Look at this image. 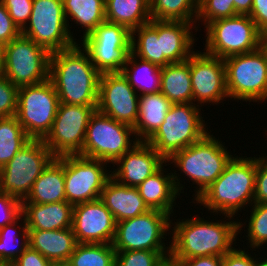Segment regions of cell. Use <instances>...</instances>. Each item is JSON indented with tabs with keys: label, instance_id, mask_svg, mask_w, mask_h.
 Listing matches in <instances>:
<instances>
[{
	"label": "cell",
	"instance_id": "cell-1",
	"mask_svg": "<svg viewBox=\"0 0 267 266\" xmlns=\"http://www.w3.org/2000/svg\"><path fill=\"white\" fill-rule=\"evenodd\" d=\"M78 45L51 53L49 79L60 103L97 106L101 73L88 52Z\"/></svg>",
	"mask_w": 267,
	"mask_h": 266
},
{
	"label": "cell",
	"instance_id": "cell-2",
	"mask_svg": "<svg viewBox=\"0 0 267 266\" xmlns=\"http://www.w3.org/2000/svg\"><path fill=\"white\" fill-rule=\"evenodd\" d=\"M227 221L212 222L201 217L182 219L175 222L172 229L170 256L174 259H187L202 256L223 257L230 252L236 236L242 230V222L230 221L233 216L223 215ZM240 230V231H239Z\"/></svg>",
	"mask_w": 267,
	"mask_h": 266
},
{
	"label": "cell",
	"instance_id": "cell-3",
	"mask_svg": "<svg viewBox=\"0 0 267 266\" xmlns=\"http://www.w3.org/2000/svg\"><path fill=\"white\" fill-rule=\"evenodd\" d=\"M256 157H232L223 173L197 199L211 213L235 216L254 204Z\"/></svg>",
	"mask_w": 267,
	"mask_h": 266
},
{
	"label": "cell",
	"instance_id": "cell-4",
	"mask_svg": "<svg viewBox=\"0 0 267 266\" xmlns=\"http://www.w3.org/2000/svg\"><path fill=\"white\" fill-rule=\"evenodd\" d=\"M199 107L196 103L172 104L164 122L146 142L168 160L174 153L200 141L209 132Z\"/></svg>",
	"mask_w": 267,
	"mask_h": 266
},
{
	"label": "cell",
	"instance_id": "cell-5",
	"mask_svg": "<svg viewBox=\"0 0 267 266\" xmlns=\"http://www.w3.org/2000/svg\"><path fill=\"white\" fill-rule=\"evenodd\" d=\"M232 157L222 142L209 132L203 139L174 153L166 161H172L174 167L177 166L181 173L197 184L196 200L223 173Z\"/></svg>",
	"mask_w": 267,
	"mask_h": 266
},
{
	"label": "cell",
	"instance_id": "cell-6",
	"mask_svg": "<svg viewBox=\"0 0 267 266\" xmlns=\"http://www.w3.org/2000/svg\"><path fill=\"white\" fill-rule=\"evenodd\" d=\"M54 158L43 139H30L0 168V192L23 201L36 179Z\"/></svg>",
	"mask_w": 267,
	"mask_h": 266
},
{
	"label": "cell",
	"instance_id": "cell-7",
	"mask_svg": "<svg viewBox=\"0 0 267 266\" xmlns=\"http://www.w3.org/2000/svg\"><path fill=\"white\" fill-rule=\"evenodd\" d=\"M59 98L50 79L18 87L15 117L31 139H44L51 131Z\"/></svg>",
	"mask_w": 267,
	"mask_h": 266
},
{
	"label": "cell",
	"instance_id": "cell-8",
	"mask_svg": "<svg viewBox=\"0 0 267 266\" xmlns=\"http://www.w3.org/2000/svg\"><path fill=\"white\" fill-rule=\"evenodd\" d=\"M224 63L229 98L246 102L267 100V54L261 47L225 58Z\"/></svg>",
	"mask_w": 267,
	"mask_h": 266
},
{
	"label": "cell",
	"instance_id": "cell-9",
	"mask_svg": "<svg viewBox=\"0 0 267 266\" xmlns=\"http://www.w3.org/2000/svg\"><path fill=\"white\" fill-rule=\"evenodd\" d=\"M205 31V53L222 59L261 47V32L249 15L215 20Z\"/></svg>",
	"mask_w": 267,
	"mask_h": 266
},
{
	"label": "cell",
	"instance_id": "cell-10",
	"mask_svg": "<svg viewBox=\"0 0 267 266\" xmlns=\"http://www.w3.org/2000/svg\"><path fill=\"white\" fill-rule=\"evenodd\" d=\"M132 134L135 136L132 127L96 110L87 125L83 148L78 155L114 165L121 156L139 142L137 139L135 141L130 139Z\"/></svg>",
	"mask_w": 267,
	"mask_h": 266
},
{
	"label": "cell",
	"instance_id": "cell-11",
	"mask_svg": "<svg viewBox=\"0 0 267 266\" xmlns=\"http://www.w3.org/2000/svg\"><path fill=\"white\" fill-rule=\"evenodd\" d=\"M51 53L22 34L4 48L3 74L17 87L49 79Z\"/></svg>",
	"mask_w": 267,
	"mask_h": 266
},
{
	"label": "cell",
	"instance_id": "cell-12",
	"mask_svg": "<svg viewBox=\"0 0 267 266\" xmlns=\"http://www.w3.org/2000/svg\"><path fill=\"white\" fill-rule=\"evenodd\" d=\"M28 24L21 34L50 53L68 49L77 43L67 25L63 0H33Z\"/></svg>",
	"mask_w": 267,
	"mask_h": 266
},
{
	"label": "cell",
	"instance_id": "cell-13",
	"mask_svg": "<svg viewBox=\"0 0 267 266\" xmlns=\"http://www.w3.org/2000/svg\"><path fill=\"white\" fill-rule=\"evenodd\" d=\"M173 225L169 214L149 210L116 223L113 247L115 251L170 250V246L166 248L162 239H165L166 232Z\"/></svg>",
	"mask_w": 267,
	"mask_h": 266
},
{
	"label": "cell",
	"instance_id": "cell-14",
	"mask_svg": "<svg viewBox=\"0 0 267 266\" xmlns=\"http://www.w3.org/2000/svg\"><path fill=\"white\" fill-rule=\"evenodd\" d=\"M97 106L59 103L51 131L43 139L55 157L82 151L87 125Z\"/></svg>",
	"mask_w": 267,
	"mask_h": 266
},
{
	"label": "cell",
	"instance_id": "cell-15",
	"mask_svg": "<svg viewBox=\"0 0 267 266\" xmlns=\"http://www.w3.org/2000/svg\"><path fill=\"white\" fill-rule=\"evenodd\" d=\"M105 164L78 154L64 155L66 201L74 206L100 199L101 191L111 177Z\"/></svg>",
	"mask_w": 267,
	"mask_h": 266
},
{
	"label": "cell",
	"instance_id": "cell-16",
	"mask_svg": "<svg viewBox=\"0 0 267 266\" xmlns=\"http://www.w3.org/2000/svg\"><path fill=\"white\" fill-rule=\"evenodd\" d=\"M139 95L121 72L102 73L99 78L97 111L134 128Z\"/></svg>",
	"mask_w": 267,
	"mask_h": 266
},
{
	"label": "cell",
	"instance_id": "cell-17",
	"mask_svg": "<svg viewBox=\"0 0 267 266\" xmlns=\"http://www.w3.org/2000/svg\"><path fill=\"white\" fill-rule=\"evenodd\" d=\"M190 76L193 101L201 106L208 102L217 105L229 97L224 59L196 51L190 56Z\"/></svg>",
	"mask_w": 267,
	"mask_h": 266
},
{
	"label": "cell",
	"instance_id": "cell-18",
	"mask_svg": "<svg viewBox=\"0 0 267 266\" xmlns=\"http://www.w3.org/2000/svg\"><path fill=\"white\" fill-rule=\"evenodd\" d=\"M72 230L77 243L112 244L116 221L104 203L97 199L74 205Z\"/></svg>",
	"mask_w": 267,
	"mask_h": 266
},
{
	"label": "cell",
	"instance_id": "cell-19",
	"mask_svg": "<svg viewBox=\"0 0 267 266\" xmlns=\"http://www.w3.org/2000/svg\"><path fill=\"white\" fill-rule=\"evenodd\" d=\"M163 163L167 161L151 145L139 141L114 163L119 167L111 172V177L120 184L137 187L157 172Z\"/></svg>",
	"mask_w": 267,
	"mask_h": 266
},
{
	"label": "cell",
	"instance_id": "cell-20",
	"mask_svg": "<svg viewBox=\"0 0 267 266\" xmlns=\"http://www.w3.org/2000/svg\"><path fill=\"white\" fill-rule=\"evenodd\" d=\"M164 166L167 164L139 184L137 189L150 210H159L171 215L175 206L173 204H176L174 201L184 187L175 172L164 175Z\"/></svg>",
	"mask_w": 267,
	"mask_h": 266
},
{
	"label": "cell",
	"instance_id": "cell-21",
	"mask_svg": "<svg viewBox=\"0 0 267 266\" xmlns=\"http://www.w3.org/2000/svg\"><path fill=\"white\" fill-rule=\"evenodd\" d=\"M100 200L112 213L116 223L145 214L150 210L137 187L120 184L113 177L105 183Z\"/></svg>",
	"mask_w": 267,
	"mask_h": 266
},
{
	"label": "cell",
	"instance_id": "cell-22",
	"mask_svg": "<svg viewBox=\"0 0 267 266\" xmlns=\"http://www.w3.org/2000/svg\"><path fill=\"white\" fill-rule=\"evenodd\" d=\"M73 205L67 201L50 204L21 202V215L28 230H59L72 228Z\"/></svg>",
	"mask_w": 267,
	"mask_h": 266
},
{
	"label": "cell",
	"instance_id": "cell-23",
	"mask_svg": "<svg viewBox=\"0 0 267 266\" xmlns=\"http://www.w3.org/2000/svg\"><path fill=\"white\" fill-rule=\"evenodd\" d=\"M194 23L184 21H158V39H160L161 56L169 63L186 61L193 51L194 37L191 30ZM192 50V51H191Z\"/></svg>",
	"mask_w": 267,
	"mask_h": 266
},
{
	"label": "cell",
	"instance_id": "cell-24",
	"mask_svg": "<svg viewBox=\"0 0 267 266\" xmlns=\"http://www.w3.org/2000/svg\"><path fill=\"white\" fill-rule=\"evenodd\" d=\"M28 244L52 262L68 261L77 245L72 228L28 230Z\"/></svg>",
	"mask_w": 267,
	"mask_h": 266
},
{
	"label": "cell",
	"instance_id": "cell-25",
	"mask_svg": "<svg viewBox=\"0 0 267 266\" xmlns=\"http://www.w3.org/2000/svg\"><path fill=\"white\" fill-rule=\"evenodd\" d=\"M66 201L64 156L55 157L34 182L30 193L21 202L50 204Z\"/></svg>",
	"mask_w": 267,
	"mask_h": 266
},
{
	"label": "cell",
	"instance_id": "cell-26",
	"mask_svg": "<svg viewBox=\"0 0 267 266\" xmlns=\"http://www.w3.org/2000/svg\"><path fill=\"white\" fill-rule=\"evenodd\" d=\"M139 96L138 117L133 129L135 139L147 141L164 122L173 103L161 92Z\"/></svg>",
	"mask_w": 267,
	"mask_h": 266
},
{
	"label": "cell",
	"instance_id": "cell-27",
	"mask_svg": "<svg viewBox=\"0 0 267 266\" xmlns=\"http://www.w3.org/2000/svg\"><path fill=\"white\" fill-rule=\"evenodd\" d=\"M160 92L173 104L193 103L190 57L162 67Z\"/></svg>",
	"mask_w": 267,
	"mask_h": 266
},
{
	"label": "cell",
	"instance_id": "cell-28",
	"mask_svg": "<svg viewBox=\"0 0 267 266\" xmlns=\"http://www.w3.org/2000/svg\"><path fill=\"white\" fill-rule=\"evenodd\" d=\"M105 18L132 31L151 21L150 0H105Z\"/></svg>",
	"mask_w": 267,
	"mask_h": 266
},
{
	"label": "cell",
	"instance_id": "cell-29",
	"mask_svg": "<svg viewBox=\"0 0 267 266\" xmlns=\"http://www.w3.org/2000/svg\"><path fill=\"white\" fill-rule=\"evenodd\" d=\"M139 59L131 52L126 65L121 70L122 75L127 79L130 86L137 91V94L139 91L142 92L139 95L160 92L162 68L147 60ZM129 65H132L131 68Z\"/></svg>",
	"mask_w": 267,
	"mask_h": 266
},
{
	"label": "cell",
	"instance_id": "cell-30",
	"mask_svg": "<svg viewBox=\"0 0 267 266\" xmlns=\"http://www.w3.org/2000/svg\"><path fill=\"white\" fill-rule=\"evenodd\" d=\"M63 7L69 31V16L76 24L85 28L81 39L106 21L105 0H63Z\"/></svg>",
	"mask_w": 267,
	"mask_h": 266
},
{
	"label": "cell",
	"instance_id": "cell-31",
	"mask_svg": "<svg viewBox=\"0 0 267 266\" xmlns=\"http://www.w3.org/2000/svg\"><path fill=\"white\" fill-rule=\"evenodd\" d=\"M136 34L138 36L137 41L135 39ZM131 52L138 58L147 60L161 68L169 64L164 56H161L158 20L151 19L149 23L131 31Z\"/></svg>",
	"mask_w": 267,
	"mask_h": 266
},
{
	"label": "cell",
	"instance_id": "cell-32",
	"mask_svg": "<svg viewBox=\"0 0 267 266\" xmlns=\"http://www.w3.org/2000/svg\"><path fill=\"white\" fill-rule=\"evenodd\" d=\"M198 9L199 0H150L151 19L158 21H184L195 24Z\"/></svg>",
	"mask_w": 267,
	"mask_h": 266
},
{
	"label": "cell",
	"instance_id": "cell-33",
	"mask_svg": "<svg viewBox=\"0 0 267 266\" xmlns=\"http://www.w3.org/2000/svg\"><path fill=\"white\" fill-rule=\"evenodd\" d=\"M30 139L15 115L0 117V168L4 167Z\"/></svg>",
	"mask_w": 267,
	"mask_h": 266
},
{
	"label": "cell",
	"instance_id": "cell-34",
	"mask_svg": "<svg viewBox=\"0 0 267 266\" xmlns=\"http://www.w3.org/2000/svg\"><path fill=\"white\" fill-rule=\"evenodd\" d=\"M81 41L82 46L131 48V31L121 24L105 21Z\"/></svg>",
	"mask_w": 267,
	"mask_h": 266
},
{
	"label": "cell",
	"instance_id": "cell-35",
	"mask_svg": "<svg viewBox=\"0 0 267 266\" xmlns=\"http://www.w3.org/2000/svg\"><path fill=\"white\" fill-rule=\"evenodd\" d=\"M72 266H115L113 244L77 243L69 260Z\"/></svg>",
	"mask_w": 267,
	"mask_h": 266
},
{
	"label": "cell",
	"instance_id": "cell-36",
	"mask_svg": "<svg viewBox=\"0 0 267 266\" xmlns=\"http://www.w3.org/2000/svg\"><path fill=\"white\" fill-rule=\"evenodd\" d=\"M23 223L18 226L21 229L18 233L16 232L18 221ZM21 225H23L21 227ZM16 226V227H15ZM19 235H17V234ZM14 234V235H13ZM21 243L18 245V237ZM14 239V240H13ZM15 239L16 243H15ZM23 239V240H22ZM14 242V243H13ZM29 246L28 244V229L26 227L25 218L21 215L16 221L11 224L5 225L0 228V263L11 265Z\"/></svg>",
	"mask_w": 267,
	"mask_h": 266
},
{
	"label": "cell",
	"instance_id": "cell-37",
	"mask_svg": "<svg viewBox=\"0 0 267 266\" xmlns=\"http://www.w3.org/2000/svg\"><path fill=\"white\" fill-rule=\"evenodd\" d=\"M88 52L95 68L102 73L121 72L126 65L131 48L108 46H83Z\"/></svg>",
	"mask_w": 267,
	"mask_h": 266
},
{
	"label": "cell",
	"instance_id": "cell-38",
	"mask_svg": "<svg viewBox=\"0 0 267 266\" xmlns=\"http://www.w3.org/2000/svg\"><path fill=\"white\" fill-rule=\"evenodd\" d=\"M247 228V240L252 249L267 244V203H254Z\"/></svg>",
	"mask_w": 267,
	"mask_h": 266
},
{
	"label": "cell",
	"instance_id": "cell-39",
	"mask_svg": "<svg viewBox=\"0 0 267 266\" xmlns=\"http://www.w3.org/2000/svg\"><path fill=\"white\" fill-rule=\"evenodd\" d=\"M170 250L116 251L115 266H157Z\"/></svg>",
	"mask_w": 267,
	"mask_h": 266
},
{
	"label": "cell",
	"instance_id": "cell-40",
	"mask_svg": "<svg viewBox=\"0 0 267 266\" xmlns=\"http://www.w3.org/2000/svg\"><path fill=\"white\" fill-rule=\"evenodd\" d=\"M234 4L231 0H199L197 21H204L205 27L218 19L236 16Z\"/></svg>",
	"mask_w": 267,
	"mask_h": 266
},
{
	"label": "cell",
	"instance_id": "cell-41",
	"mask_svg": "<svg viewBox=\"0 0 267 266\" xmlns=\"http://www.w3.org/2000/svg\"><path fill=\"white\" fill-rule=\"evenodd\" d=\"M17 93L18 87L4 75H0V117H10L16 114Z\"/></svg>",
	"mask_w": 267,
	"mask_h": 266
},
{
	"label": "cell",
	"instance_id": "cell-42",
	"mask_svg": "<svg viewBox=\"0 0 267 266\" xmlns=\"http://www.w3.org/2000/svg\"><path fill=\"white\" fill-rule=\"evenodd\" d=\"M14 23L22 30L32 13L33 0H1Z\"/></svg>",
	"mask_w": 267,
	"mask_h": 266
},
{
	"label": "cell",
	"instance_id": "cell-43",
	"mask_svg": "<svg viewBox=\"0 0 267 266\" xmlns=\"http://www.w3.org/2000/svg\"><path fill=\"white\" fill-rule=\"evenodd\" d=\"M21 216V201L0 192V228L11 224Z\"/></svg>",
	"mask_w": 267,
	"mask_h": 266
},
{
	"label": "cell",
	"instance_id": "cell-44",
	"mask_svg": "<svg viewBox=\"0 0 267 266\" xmlns=\"http://www.w3.org/2000/svg\"><path fill=\"white\" fill-rule=\"evenodd\" d=\"M21 35V30L14 23L0 0V42L4 45Z\"/></svg>",
	"mask_w": 267,
	"mask_h": 266
},
{
	"label": "cell",
	"instance_id": "cell-45",
	"mask_svg": "<svg viewBox=\"0 0 267 266\" xmlns=\"http://www.w3.org/2000/svg\"><path fill=\"white\" fill-rule=\"evenodd\" d=\"M254 203H267V159L257 157Z\"/></svg>",
	"mask_w": 267,
	"mask_h": 266
},
{
	"label": "cell",
	"instance_id": "cell-46",
	"mask_svg": "<svg viewBox=\"0 0 267 266\" xmlns=\"http://www.w3.org/2000/svg\"><path fill=\"white\" fill-rule=\"evenodd\" d=\"M52 261L28 246L10 266H51Z\"/></svg>",
	"mask_w": 267,
	"mask_h": 266
},
{
	"label": "cell",
	"instance_id": "cell-47",
	"mask_svg": "<svg viewBox=\"0 0 267 266\" xmlns=\"http://www.w3.org/2000/svg\"><path fill=\"white\" fill-rule=\"evenodd\" d=\"M245 250L235 247L222 257V266H254V258Z\"/></svg>",
	"mask_w": 267,
	"mask_h": 266
},
{
	"label": "cell",
	"instance_id": "cell-48",
	"mask_svg": "<svg viewBox=\"0 0 267 266\" xmlns=\"http://www.w3.org/2000/svg\"><path fill=\"white\" fill-rule=\"evenodd\" d=\"M249 16L261 33L267 30V0H253Z\"/></svg>",
	"mask_w": 267,
	"mask_h": 266
},
{
	"label": "cell",
	"instance_id": "cell-49",
	"mask_svg": "<svg viewBox=\"0 0 267 266\" xmlns=\"http://www.w3.org/2000/svg\"><path fill=\"white\" fill-rule=\"evenodd\" d=\"M176 260L180 261L182 266H222V257L214 255Z\"/></svg>",
	"mask_w": 267,
	"mask_h": 266
},
{
	"label": "cell",
	"instance_id": "cell-50",
	"mask_svg": "<svg viewBox=\"0 0 267 266\" xmlns=\"http://www.w3.org/2000/svg\"><path fill=\"white\" fill-rule=\"evenodd\" d=\"M253 0H231L237 15H250Z\"/></svg>",
	"mask_w": 267,
	"mask_h": 266
},
{
	"label": "cell",
	"instance_id": "cell-51",
	"mask_svg": "<svg viewBox=\"0 0 267 266\" xmlns=\"http://www.w3.org/2000/svg\"><path fill=\"white\" fill-rule=\"evenodd\" d=\"M157 266H182L180 261L172 258L170 255L164 257Z\"/></svg>",
	"mask_w": 267,
	"mask_h": 266
},
{
	"label": "cell",
	"instance_id": "cell-52",
	"mask_svg": "<svg viewBox=\"0 0 267 266\" xmlns=\"http://www.w3.org/2000/svg\"><path fill=\"white\" fill-rule=\"evenodd\" d=\"M4 48L5 45L0 42V75H2L4 71Z\"/></svg>",
	"mask_w": 267,
	"mask_h": 266
},
{
	"label": "cell",
	"instance_id": "cell-53",
	"mask_svg": "<svg viewBox=\"0 0 267 266\" xmlns=\"http://www.w3.org/2000/svg\"><path fill=\"white\" fill-rule=\"evenodd\" d=\"M261 48L266 52L267 54V30L263 31L261 33Z\"/></svg>",
	"mask_w": 267,
	"mask_h": 266
},
{
	"label": "cell",
	"instance_id": "cell-54",
	"mask_svg": "<svg viewBox=\"0 0 267 266\" xmlns=\"http://www.w3.org/2000/svg\"><path fill=\"white\" fill-rule=\"evenodd\" d=\"M262 260H258L257 258L254 259V266H267V259L266 257ZM259 261V262H258ZM261 261V262H260Z\"/></svg>",
	"mask_w": 267,
	"mask_h": 266
},
{
	"label": "cell",
	"instance_id": "cell-55",
	"mask_svg": "<svg viewBox=\"0 0 267 266\" xmlns=\"http://www.w3.org/2000/svg\"><path fill=\"white\" fill-rule=\"evenodd\" d=\"M51 266H72L69 261L53 262Z\"/></svg>",
	"mask_w": 267,
	"mask_h": 266
},
{
	"label": "cell",
	"instance_id": "cell-56",
	"mask_svg": "<svg viewBox=\"0 0 267 266\" xmlns=\"http://www.w3.org/2000/svg\"><path fill=\"white\" fill-rule=\"evenodd\" d=\"M0 266H10V265L0 263Z\"/></svg>",
	"mask_w": 267,
	"mask_h": 266
}]
</instances>
